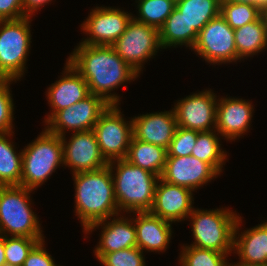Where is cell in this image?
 Returning <instances> with one entry per match:
<instances>
[{
	"label": "cell",
	"instance_id": "obj_2",
	"mask_svg": "<svg viewBox=\"0 0 267 266\" xmlns=\"http://www.w3.org/2000/svg\"><path fill=\"white\" fill-rule=\"evenodd\" d=\"M75 213L84 232L94 223L119 215L111 169L75 173Z\"/></svg>",
	"mask_w": 267,
	"mask_h": 266
},
{
	"label": "cell",
	"instance_id": "obj_18",
	"mask_svg": "<svg viewBox=\"0 0 267 266\" xmlns=\"http://www.w3.org/2000/svg\"><path fill=\"white\" fill-rule=\"evenodd\" d=\"M177 128L174 109L132 118L133 138L168 150Z\"/></svg>",
	"mask_w": 267,
	"mask_h": 266
},
{
	"label": "cell",
	"instance_id": "obj_32",
	"mask_svg": "<svg viewBox=\"0 0 267 266\" xmlns=\"http://www.w3.org/2000/svg\"><path fill=\"white\" fill-rule=\"evenodd\" d=\"M44 238L4 236L6 264L23 266L32 248Z\"/></svg>",
	"mask_w": 267,
	"mask_h": 266
},
{
	"label": "cell",
	"instance_id": "obj_14",
	"mask_svg": "<svg viewBox=\"0 0 267 266\" xmlns=\"http://www.w3.org/2000/svg\"><path fill=\"white\" fill-rule=\"evenodd\" d=\"M63 163L72 168L73 174L97 171L108 165L101 155L95 132L92 130L74 132L69 141L61 136Z\"/></svg>",
	"mask_w": 267,
	"mask_h": 266
},
{
	"label": "cell",
	"instance_id": "obj_35",
	"mask_svg": "<svg viewBox=\"0 0 267 266\" xmlns=\"http://www.w3.org/2000/svg\"><path fill=\"white\" fill-rule=\"evenodd\" d=\"M199 131L188 130L177 126L173 139L167 150V156H190Z\"/></svg>",
	"mask_w": 267,
	"mask_h": 266
},
{
	"label": "cell",
	"instance_id": "obj_44",
	"mask_svg": "<svg viewBox=\"0 0 267 266\" xmlns=\"http://www.w3.org/2000/svg\"><path fill=\"white\" fill-rule=\"evenodd\" d=\"M2 266H15V265L4 264V265H2Z\"/></svg>",
	"mask_w": 267,
	"mask_h": 266
},
{
	"label": "cell",
	"instance_id": "obj_22",
	"mask_svg": "<svg viewBox=\"0 0 267 266\" xmlns=\"http://www.w3.org/2000/svg\"><path fill=\"white\" fill-rule=\"evenodd\" d=\"M137 247L140 250L162 252L167 249L172 236L171 222L152 215L150 212H135Z\"/></svg>",
	"mask_w": 267,
	"mask_h": 266
},
{
	"label": "cell",
	"instance_id": "obj_24",
	"mask_svg": "<svg viewBox=\"0 0 267 266\" xmlns=\"http://www.w3.org/2000/svg\"><path fill=\"white\" fill-rule=\"evenodd\" d=\"M167 155V149L132 137L125 159L160 178L165 168Z\"/></svg>",
	"mask_w": 267,
	"mask_h": 266
},
{
	"label": "cell",
	"instance_id": "obj_7",
	"mask_svg": "<svg viewBox=\"0 0 267 266\" xmlns=\"http://www.w3.org/2000/svg\"><path fill=\"white\" fill-rule=\"evenodd\" d=\"M31 21V17L0 20V79L18 81L25 74Z\"/></svg>",
	"mask_w": 267,
	"mask_h": 266
},
{
	"label": "cell",
	"instance_id": "obj_11",
	"mask_svg": "<svg viewBox=\"0 0 267 266\" xmlns=\"http://www.w3.org/2000/svg\"><path fill=\"white\" fill-rule=\"evenodd\" d=\"M110 104L101 96L90 93L75 104L56 112L45 124L52 134L63 136L65 131H88L94 128L101 114Z\"/></svg>",
	"mask_w": 267,
	"mask_h": 266
},
{
	"label": "cell",
	"instance_id": "obj_1",
	"mask_svg": "<svg viewBox=\"0 0 267 266\" xmlns=\"http://www.w3.org/2000/svg\"><path fill=\"white\" fill-rule=\"evenodd\" d=\"M67 61L87 82L89 92L101 96L109 104H119L120 101L111 91L139 76L112 46L79 43Z\"/></svg>",
	"mask_w": 267,
	"mask_h": 266
},
{
	"label": "cell",
	"instance_id": "obj_6",
	"mask_svg": "<svg viewBox=\"0 0 267 266\" xmlns=\"http://www.w3.org/2000/svg\"><path fill=\"white\" fill-rule=\"evenodd\" d=\"M233 210L194 209L188 216L191 219L193 237L195 241L190 246L210 249L224 254L233 251L234 229L238 214Z\"/></svg>",
	"mask_w": 267,
	"mask_h": 266
},
{
	"label": "cell",
	"instance_id": "obj_26",
	"mask_svg": "<svg viewBox=\"0 0 267 266\" xmlns=\"http://www.w3.org/2000/svg\"><path fill=\"white\" fill-rule=\"evenodd\" d=\"M13 133H0V186H21L22 151L17 154L8 139Z\"/></svg>",
	"mask_w": 267,
	"mask_h": 266
},
{
	"label": "cell",
	"instance_id": "obj_28",
	"mask_svg": "<svg viewBox=\"0 0 267 266\" xmlns=\"http://www.w3.org/2000/svg\"><path fill=\"white\" fill-rule=\"evenodd\" d=\"M162 49L186 45L189 47L188 24L183 14L175 7L159 29Z\"/></svg>",
	"mask_w": 267,
	"mask_h": 266
},
{
	"label": "cell",
	"instance_id": "obj_42",
	"mask_svg": "<svg viewBox=\"0 0 267 266\" xmlns=\"http://www.w3.org/2000/svg\"><path fill=\"white\" fill-rule=\"evenodd\" d=\"M229 266H246V265H243V264H237V263H236V264H235V263H234V264H233V263H229Z\"/></svg>",
	"mask_w": 267,
	"mask_h": 266
},
{
	"label": "cell",
	"instance_id": "obj_8",
	"mask_svg": "<svg viewBox=\"0 0 267 266\" xmlns=\"http://www.w3.org/2000/svg\"><path fill=\"white\" fill-rule=\"evenodd\" d=\"M115 52L139 75L147 59L162 49L159 30L133 17L125 32L112 45Z\"/></svg>",
	"mask_w": 267,
	"mask_h": 266
},
{
	"label": "cell",
	"instance_id": "obj_9",
	"mask_svg": "<svg viewBox=\"0 0 267 266\" xmlns=\"http://www.w3.org/2000/svg\"><path fill=\"white\" fill-rule=\"evenodd\" d=\"M119 108L118 104H110L93 128L101 155L107 162L125 159L133 137L132 118L124 120Z\"/></svg>",
	"mask_w": 267,
	"mask_h": 266
},
{
	"label": "cell",
	"instance_id": "obj_4",
	"mask_svg": "<svg viewBox=\"0 0 267 266\" xmlns=\"http://www.w3.org/2000/svg\"><path fill=\"white\" fill-rule=\"evenodd\" d=\"M63 163L60 136L46 129L22 150L21 186L35 190Z\"/></svg>",
	"mask_w": 267,
	"mask_h": 266
},
{
	"label": "cell",
	"instance_id": "obj_30",
	"mask_svg": "<svg viewBox=\"0 0 267 266\" xmlns=\"http://www.w3.org/2000/svg\"><path fill=\"white\" fill-rule=\"evenodd\" d=\"M220 14L232 29L256 21L261 16L258 6L221 0Z\"/></svg>",
	"mask_w": 267,
	"mask_h": 266
},
{
	"label": "cell",
	"instance_id": "obj_27",
	"mask_svg": "<svg viewBox=\"0 0 267 266\" xmlns=\"http://www.w3.org/2000/svg\"><path fill=\"white\" fill-rule=\"evenodd\" d=\"M216 132V130L199 132L191 155L210 164L220 174L227 154L222 150L219 133Z\"/></svg>",
	"mask_w": 267,
	"mask_h": 266
},
{
	"label": "cell",
	"instance_id": "obj_19",
	"mask_svg": "<svg viewBox=\"0 0 267 266\" xmlns=\"http://www.w3.org/2000/svg\"><path fill=\"white\" fill-rule=\"evenodd\" d=\"M118 216L119 215L113 218L112 221L110 217V222L107 221V219L96 222L85 231L87 234L94 231V229H96V227L98 228L100 225L103 229L98 243L99 245H97L94 250L98 261L106 253L137 246L136 228L133 218L128 219V217H123V215L121 217Z\"/></svg>",
	"mask_w": 267,
	"mask_h": 266
},
{
	"label": "cell",
	"instance_id": "obj_5",
	"mask_svg": "<svg viewBox=\"0 0 267 266\" xmlns=\"http://www.w3.org/2000/svg\"><path fill=\"white\" fill-rule=\"evenodd\" d=\"M32 191L20 185L0 186L1 235L44 238L39 218L30 207Z\"/></svg>",
	"mask_w": 267,
	"mask_h": 266
},
{
	"label": "cell",
	"instance_id": "obj_40",
	"mask_svg": "<svg viewBox=\"0 0 267 266\" xmlns=\"http://www.w3.org/2000/svg\"><path fill=\"white\" fill-rule=\"evenodd\" d=\"M6 264L5 249H4V235L0 234V266Z\"/></svg>",
	"mask_w": 267,
	"mask_h": 266
},
{
	"label": "cell",
	"instance_id": "obj_23",
	"mask_svg": "<svg viewBox=\"0 0 267 266\" xmlns=\"http://www.w3.org/2000/svg\"><path fill=\"white\" fill-rule=\"evenodd\" d=\"M175 7L187 21L189 48L192 50L204 25L220 14L221 0H181Z\"/></svg>",
	"mask_w": 267,
	"mask_h": 266
},
{
	"label": "cell",
	"instance_id": "obj_43",
	"mask_svg": "<svg viewBox=\"0 0 267 266\" xmlns=\"http://www.w3.org/2000/svg\"><path fill=\"white\" fill-rule=\"evenodd\" d=\"M171 1H173L176 4L177 2H179L181 0H171Z\"/></svg>",
	"mask_w": 267,
	"mask_h": 266
},
{
	"label": "cell",
	"instance_id": "obj_21",
	"mask_svg": "<svg viewBox=\"0 0 267 266\" xmlns=\"http://www.w3.org/2000/svg\"><path fill=\"white\" fill-rule=\"evenodd\" d=\"M241 220V216L238 217L234 229L233 250L240 259L237 264L267 266V222L256 225L240 234Z\"/></svg>",
	"mask_w": 267,
	"mask_h": 266
},
{
	"label": "cell",
	"instance_id": "obj_41",
	"mask_svg": "<svg viewBox=\"0 0 267 266\" xmlns=\"http://www.w3.org/2000/svg\"><path fill=\"white\" fill-rule=\"evenodd\" d=\"M261 15L265 21V24L267 25V4L262 8Z\"/></svg>",
	"mask_w": 267,
	"mask_h": 266
},
{
	"label": "cell",
	"instance_id": "obj_37",
	"mask_svg": "<svg viewBox=\"0 0 267 266\" xmlns=\"http://www.w3.org/2000/svg\"><path fill=\"white\" fill-rule=\"evenodd\" d=\"M24 17L23 0H0V20H17Z\"/></svg>",
	"mask_w": 267,
	"mask_h": 266
},
{
	"label": "cell",
	"instance_id": "obj_25",
	"mask_svg": "<svg viewBox=\"0 0 267 266\" xmlns=\"http://www.w3.org/2000/svg\"><path fill=\"white\" fill-rule=\"evenodd\" d=\"M237 60L252 57L267 48V25L262 15L251 23L234 29Z\"/></svg>",
	"mask_w": 267,
	"mask_h": 266
},
{
	"label": "cell",
	"instance_id": "obj_33",
	"mask_svg": "<svg viewBox=\"0 0 267 266\" xmlns=\"http://www.w3.org/2000/svg\"><path fill=\"white\" fill-rule=\"evenodd\" d=\"M144 251L137 246L106 253L100 260L104 266H146Z\"/></svg>",
	"mask_w": 267,
	"mask_h": 266
},
{
	"label": "cell",
	"instance_id": "obj_31",
	"mask_svg": "<svg viewBox=\"0 0 267 266\" xmlns=\"http://www.w3.org/2000/svg\"><path fill=\"white\" fill-rule=\"evenodd\" d=\"M180 266H229L228 254L195 246H182Z\"/></svg>",
	"mask_w": 267,
	"mask_h": 266
},
{
	"label": "cell",
	"instance_id": "obj_3",
	"mask_svg": "<svg viewBox=\"0 0 267 266\" xmlns=\"http://www.w3.org/2000/svg\"><path fill=\"white\" fill-rule=\"evenodd\" d=\"M108 166L111 169L119 212H149L154 203L155 187L159 177L126 159L110 161Z\"/></svg>",
	"mask_w": 267,
	"mask_h": 266
},
{
	"label": "cell",
	"instance_id": "obj_16",
	"mask_svg": "<svg viewBox=\"0 0 267 266\" xmlns=\"http://www.w3.org/2000/svg\"><path fill=\"white\" fill-rule=\"evenodd\" d=\"M192 192L189 188L169 184L159 178L155 187L154 203L149 212L171 223L183 221L193 210Z\"/></svg>",
	"mask_w": 267,
	"mask_h": 266
},
{
	"label": "cell",
	"instance_id": "obj_15",
	"mask_svg": "<svg viewBox=\"0 0 267 266\" xmlns=\"http://www.w3.org/2000/svg\"><path fill=\"white\" fill-rule=\"evenodd\" d=\"M220 175L210 164L195 156H167L161 179L173 185L197 190Z\"/></svg>",
	"mask_w": 267,
	"mask_h": 266
},
{
	"label": "cell",
	"instance_id": "obj_34",
	"mask_svg": "<svg viewBox=\"0 0 267 266\" xmlns=\"http://www.w3.org/2000/svg\"><path fill=\"white\" fill-rule=\"evenodd\" d=\"M13 81L0 79V133L13 132L14 104L9 87Z\"/></svg>",
	"mask_w": 267,
	"mask_h": 266
},
{
	"label": "cell",
	"instance_id": "obj_12",
	"mask_svg": "<svg viewBox=\"0 0 267 266\" xmlns=\"http://www.w3.org/2000/svg\"><path fill=\"white\" fill-rule=\"evenodd\" d=\"M133 14L111 7H95L86 21L81 24L83 32L89 35L84 41L85 45L112 46L125 32Z\"/></svg>",
	"mask_w": 267,
	"mask_h": 266
},
{
	"label": "cell",
	"instance_id": "obj_10",
	"mask_svg": "<svg viewBox=\"0 0 267 266\" xmlns=\"http://www.w3.org/2000/svg\"><path fill=\"white\" fill-rule=\"evenodd\" d=\"M192 49L208 63L226 64L237 61L234 29L221 14L204 25Z\"/></svg>",
	"mask_w": 267,
	"mask_h": 266
},
{
	"label": "cell",
	"instance_id": "obj_13",
	"mask_svg": "<svg viewBox=\"0 0 267 266\" xmlns=\"http://www.w3.org/2000/svg\"><path fill=\"white\" fill-rule=\"evenodd\" d=\"M173 109L177 126L181 128L199 132L216 129L217 96L211 89L186 96Z\"/></svg>",
	"mask_w": 267,
	"mask_h": 266
},
{
	"label": "cell",
	"instance_id": "obj_36",
	"mask_svg": "<svg viewBox=\"0 0 267 266\" xmlns=\"http://www.w3.org/2000/svg\"><path fill=\"white\" fill-rule=\"evenodd\" d=\"M45 241H39L29 252L23 266H55L52 256L44 248Z\"/></svg>",
	"mask_w": 267,
	"mask_h": 266
},
{
	"label": "cell",
	"instance_id": "obj_17",
	"mask_svg": "<svg viewBox=\"0 0 267 266\" xmlns=\"http://www.w3.org/2000/svg\"><path fill=\"white\" fill-rule=\"evenodd\" d=\"M253 110V105L249 101L230 97L218 98L215 130L227 141H235L247 133Z\"/></svg>",
	"mask_w": 267,
	"mask_h": 266
},
{
	"label": "cell",
	"instance_id": "obj_38",
	"mask_svg": "<svg viewBox=\"0 0 267 266\" xmlns=\"http://www.w3.org/2000/svg\"><path fill=\"white\" fill-rule=\"evenodd\" d=\"M24 13L26 17H32L34 11L39 10L43 5L51 2V0H23Z\"/></svg>",
	"mask_w": 267,
	"mask_h": 266
},
{
	"label": "cell",
	"instance_id": "obj_20",
	"mask_svg": "<svg viewBox=\"0 0 267 266\" xmlns=\"http://www.w3.org/2000/svg\"><path fill=\"white\" fill-rule=\"evenodd\" d=\"M65 64L63 76L52 83L46 93L52 112L45 118V123L56 112L68 108L90 94L88 84L83 77L68 61Z\"/></svg>",
	"mask_w": 267,
	"mask_h": 266
},
{
	"label": "cell",
	"instance_id": "obj_29",
	"mask_svg": "<svg viewBox=\"0 0 267 266\" xmlns=\"http://www.w3.org/2000/svg\"><path fill=\"white\" fill-rule=\"evenodd\" d=\"M137 2L139 17L133 16V18L158 30L164 25L176 5L171 0H138Z\"/></svg>",
	"mask_w": 267,
	"mask_h": 266
},
{
	"label": "cell",
	"instance_id": "obj_39",
	"mask_svg": "<svg viewBox=\"0 0 267 266\" xmlns=\"http://www.w3.org/2000/svg\"><path fill=\"white\" fill-rule=\"evenodd\" d=\"M225 1L255 5L258 6L261 10L267 4V0H225Z\"/></svg>",
	"mask_w": 267,
	"mask_h": 266
}]
</instances>
